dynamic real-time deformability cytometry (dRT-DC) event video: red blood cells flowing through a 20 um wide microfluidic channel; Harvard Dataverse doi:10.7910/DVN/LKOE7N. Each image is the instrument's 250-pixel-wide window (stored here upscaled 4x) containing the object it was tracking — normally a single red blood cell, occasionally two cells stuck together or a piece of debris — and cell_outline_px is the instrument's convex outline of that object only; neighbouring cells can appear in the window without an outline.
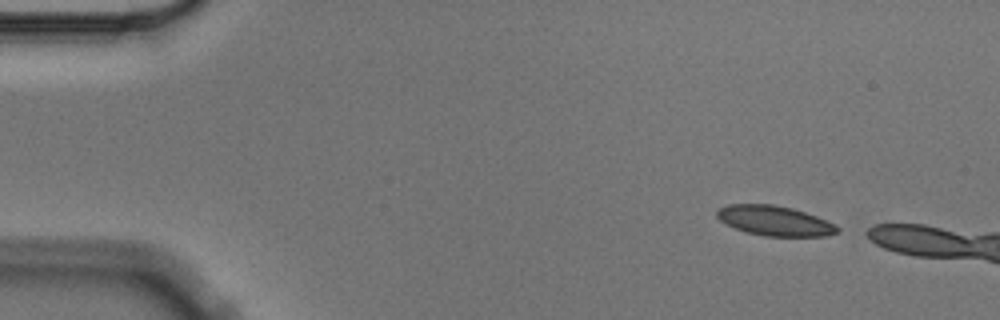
{"species": "Egyptian fruit bat (a non-hibernating species)", "species_latin": "Rousettus aegyptiacus", "temperature_condition": "cold", "stored_images_in_passage": 3, "camera_frame_rate_fps": 3000, "um_per_image_px": 0.085, "animal": {"sex": "male"}, "frame": {"image": 1, "passage_image": 1, "time_ms": 0.0, "image_size_px": [1000, 320], "cell_outline_px": [[840, 232], [824, 236], [764, 236], [748, 232], [736, 228], [720, 220], [716, 216], [716, 208], [728, 204], [772, 204], [792, 208], [816, 216], [836, 224], [840, 228]], "centroid_in_image_um": [65.85, 18.75], "position_along_channel_um": 19.1, "area_um2": 20.98}}